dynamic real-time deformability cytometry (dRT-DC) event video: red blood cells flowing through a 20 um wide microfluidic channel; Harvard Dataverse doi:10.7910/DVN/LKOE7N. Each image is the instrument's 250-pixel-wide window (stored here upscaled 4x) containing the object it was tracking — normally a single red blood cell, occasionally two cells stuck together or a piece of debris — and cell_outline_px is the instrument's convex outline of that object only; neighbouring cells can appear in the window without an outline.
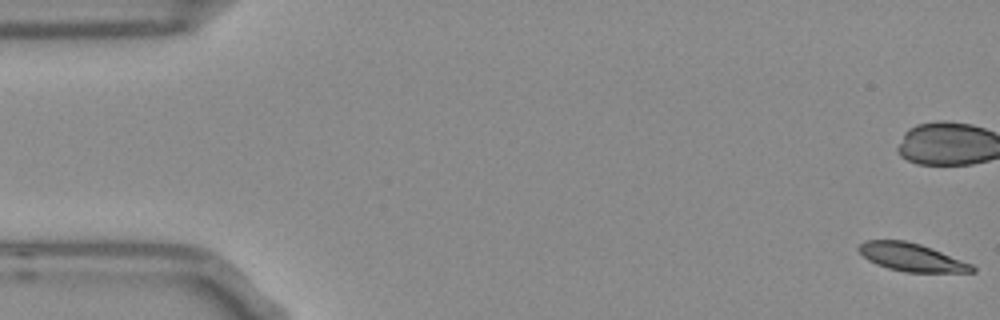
{"species": "Egyptian fruit bat (a non-hibernating species)", "species_latin": "Rousettus aegyptiacus", "temperature_condition": "room temperature", "stored_images_in_passage": 54, "camera_frame_rate_fps": 3000, "um_per_image_px": 0.085, "frame": {"image": 1, "passage_image": 1, "time_ms": 0.0, "image_size_px": [1000, 320], "cell_outline_px": [[976, 272], [904, 272], [888, 268], [876, 264], [868, 260], [856, 248], [864, 240], [904, 240], [920, 244], [932, 248], [972, 264], [976, 268]], "centroid_in_image_um": [77.48, 21.86], "position_along_channel_um": 7.5, "area_um2": 18.5}, "authors_computed_cell_mechanics": {"area_um2": 20.9525, "velocity_mm_per_s": 3.7191, "shape_relaxation_time_tau1_ms": 3.9769, "shape_relaxation_time_tau2_ms": null, "deformation_change_tau1": 0.1458, "deformation_change_tau2": null}}